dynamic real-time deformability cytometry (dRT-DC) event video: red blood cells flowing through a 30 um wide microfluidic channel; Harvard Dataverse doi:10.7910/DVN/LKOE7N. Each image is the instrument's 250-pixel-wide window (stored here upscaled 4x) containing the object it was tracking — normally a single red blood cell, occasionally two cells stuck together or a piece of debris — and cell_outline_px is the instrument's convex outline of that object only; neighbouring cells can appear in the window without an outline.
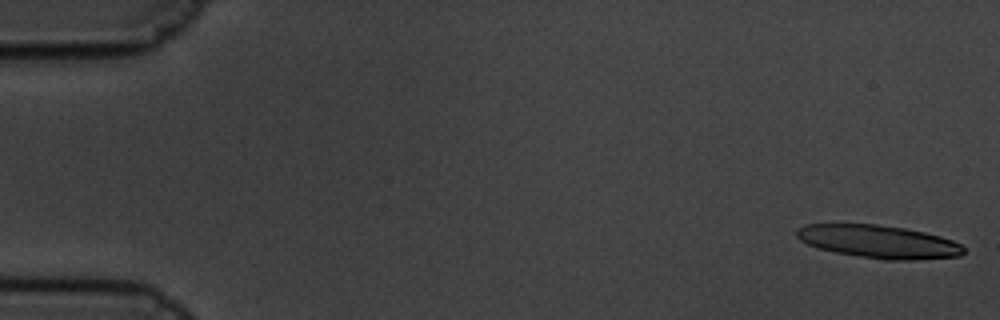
{"species": "common noctule bat (a hibernating species)", "species_latin": "Nyctalus noctula", "temperature_condition": "cold", "stored_images_in_passage": 17, "camera_frame_rate_fps": 3000, "um_per_image_px": 0.085, "animal": {"sex": "male", "body_mass_g": 19.5, "forearm_length_mm": 54.6}, "frame": {"image": 1, "passage_image": 1, "time_ms": 0.0, "image_size_px": [1000, 320], "cell_outline_px": [[964, 252], [960, 256], [916, 260], [884, 260], [836, 252], [816, 248], [800, 240], [796, 236], [796, 228], [804, 224], [876, 224], [904, 228], [924, 232], [940, 236], [952, 240], [960, 244], [964, 248]], "centroid_in_image_um": [74.67, 20.54], "position_along_channel_um": 10.3, "area_um2": 32.14}}